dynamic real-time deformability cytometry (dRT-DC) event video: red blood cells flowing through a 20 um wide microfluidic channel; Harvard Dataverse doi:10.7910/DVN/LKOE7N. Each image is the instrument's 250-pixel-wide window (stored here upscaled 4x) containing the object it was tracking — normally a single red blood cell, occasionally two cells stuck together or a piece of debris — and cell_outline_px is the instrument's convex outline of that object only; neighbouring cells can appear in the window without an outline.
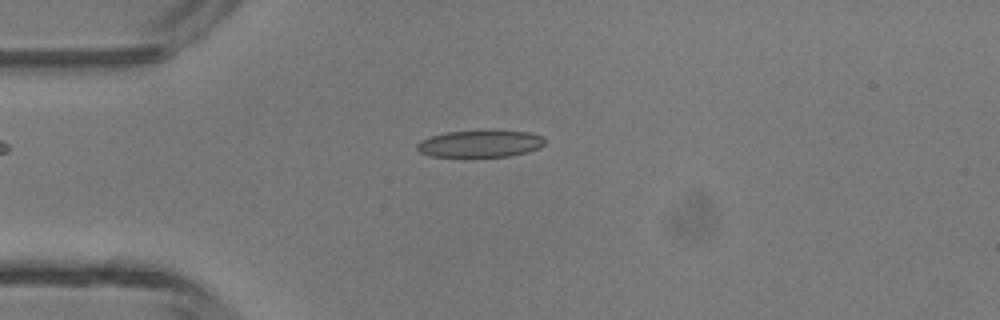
{"species": "common noctule bat (a hibernating species)", "species_latin": "Nyctalus noctula", "temperature_condition": "room temperature", "stored_images_in_passage": 35, "camera_frame_rate_fps": 3000, "um_per_image_px": 0.085, "animal": {"sex": "male", "body_mass_g": 13.3}, "frame": {"image": 1, "passage_image": 1, "time_ms": 0.0, "image_size_px": [1000, 320], "cell_outline_px": [[544, 144], [540, 148], [528, 152], [508, 156], [432, 156], [420, 152], [416, 148], [416, 144], [420, 140], [432, 136], [448, 132], [528, 132], [544, 136]], "centroid_in_image_um": [40.82, 12.23], "position_along_channel_um": 44.2, "area_um2": 19.48}}
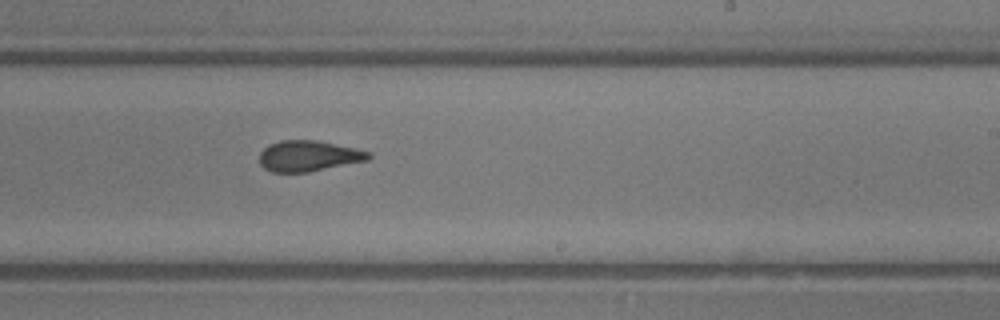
{"frame": {"image": 2, "passage_image": 17, "time_ms": 5.333, "image_size_px": [1000, 320], "cell_outline_px": [[372, 156], [368, 160], [308, 172], [272, 172], [264, 168], [260, 164], [260, 152], [268, 144], [280, 140], [316, 140], [356, 148], [372, 152]], "centroid_in_image_um": [26.23, 13.25], "position_along_channel_um": 262.8, "area_um2": 19.65}}
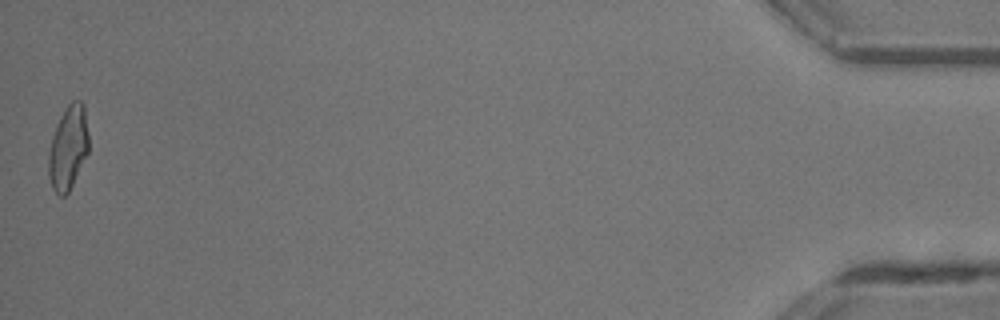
{"frame": {"image": 3, "passage_image": 35, "time_ms": 11.333, "image_size_px": [1000, 320], "cell_outline_px": [[88, 152], [68, 192], [64, 196], [60, 196], [52, 188], [48, 176], [48, 152], [52, 136], [60, 116], [68, 104], [72, 100], [80, 100], [84, 104], [88, 132]], "centroid_in_image_um": [5.78, 12.53], "position_along_channel_um": 429.4, "area_um2": 19.59}, "authors_computed_cell_mechanics": {"area_um2": 19.7676, "velocity_mm_per_s": 4.4652, "shape_relaxation_time_tau1_ms": 8.3931, "shape_relaxation_time_tau2_ms": 1.3052, "deformation_change_tau1": 0.2008, "deformation_change_tau2": 0.083}}